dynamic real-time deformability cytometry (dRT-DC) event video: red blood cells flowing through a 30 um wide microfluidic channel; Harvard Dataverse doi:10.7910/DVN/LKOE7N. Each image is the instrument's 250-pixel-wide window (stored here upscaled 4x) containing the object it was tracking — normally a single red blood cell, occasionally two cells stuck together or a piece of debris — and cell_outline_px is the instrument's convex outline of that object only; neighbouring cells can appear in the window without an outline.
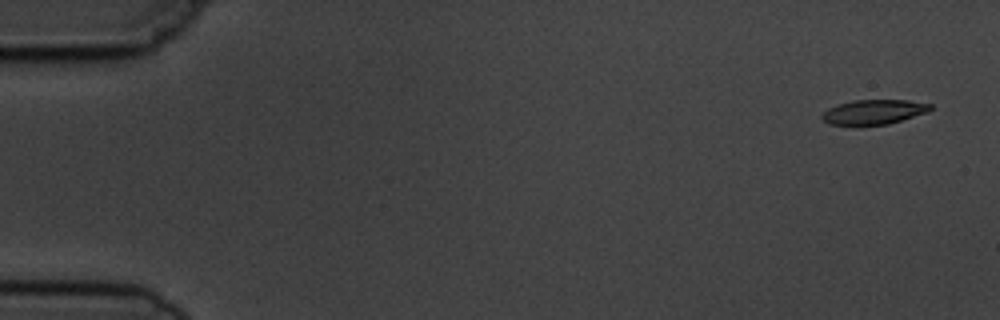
{"species": "common noctule bat (a hibernating species)", "species_latin": "Nyctalus noctula", "temperature_condition": "cold", "stored_images_in_passage": 5, "camera_frame_rate_fps": 3000, "um_per_image_px": 0.085, "animal": {"sex": "male", "body_mass_g": 19.5, "forearm_length_mm": 54.6}, "frame": {"image": 1, "passage_image": 1, "time_ms": 0.0, "image_size_px": [1000, 320], "cell_outline_px": [[932, 108], [928, 112], [888, 124], [856, 128], [828, 124], [820, 116], [828, 108], [852, 100], [908, 100], [932, 104]], "centroid_in_image_um": [74.22, 9.56], "position_along_channel_um": 10.8, "area_um2": 16.18}}
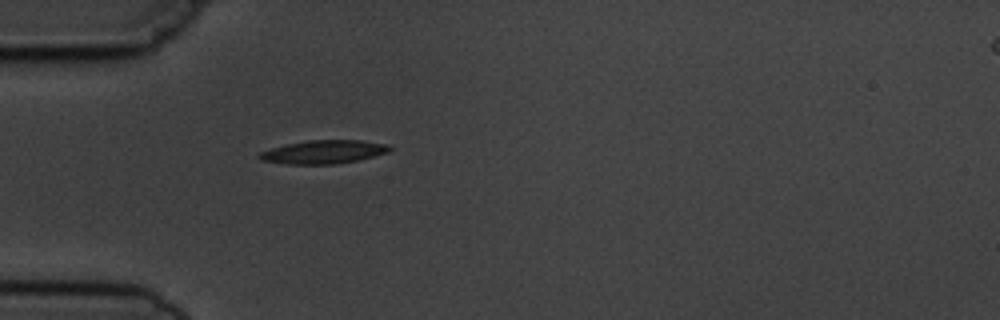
{"frame": {"image": 2, "passage_image": 5, "time_ms": 4.667, "image_size_px": [1000, 320], "cell_outline_px": [[392, 148], [388, 152], [376, 156], [360, 160], [336, 164], [284, 164], [260, 160], [256, 156], [260, 152], [272, 148], [288, 144], [308, 140], [360, 140], [388, 144]], "centroid_in_image_um": [27.52, 12.92], "position_along_channel_um": 57.5, "area_um2": 17.92}}